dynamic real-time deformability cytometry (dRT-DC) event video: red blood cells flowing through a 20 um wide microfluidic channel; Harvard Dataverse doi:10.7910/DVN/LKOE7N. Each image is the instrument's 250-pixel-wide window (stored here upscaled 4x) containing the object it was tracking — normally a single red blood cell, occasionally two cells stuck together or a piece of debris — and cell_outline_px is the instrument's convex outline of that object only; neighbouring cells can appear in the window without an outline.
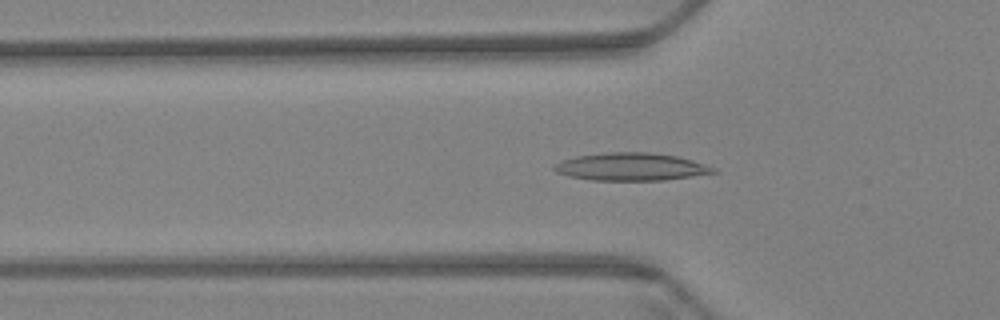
{"species": "Egyptian fruit bat (a non-hibernating species)", "species_latin": "Rousettus aegyptiacus", "temperature_condition": "warm", "stored_images_in_passage": 51, "camera_frame_rate_fps": 3000, "um_per_image_px": 0.085, "animal": {"sex": "female"}, "frame": {"image": 1, "passage_image": 18, "time_ms": 5.667, "image_size_px": [1000, 320], "cell_outline_px": [[720, 172], [664, 180], [592, 180], [568, 176], [556, 172], [552, 168], [556, 164], [564, 160], [576, 156], [608, 152], [648, 152], [676, 156], [692, 160], [716, 168]], "centroid_in_image_um": [53.66, 14.18], "position_along_channel_um": 72.1, "area_um2": 25.55}}
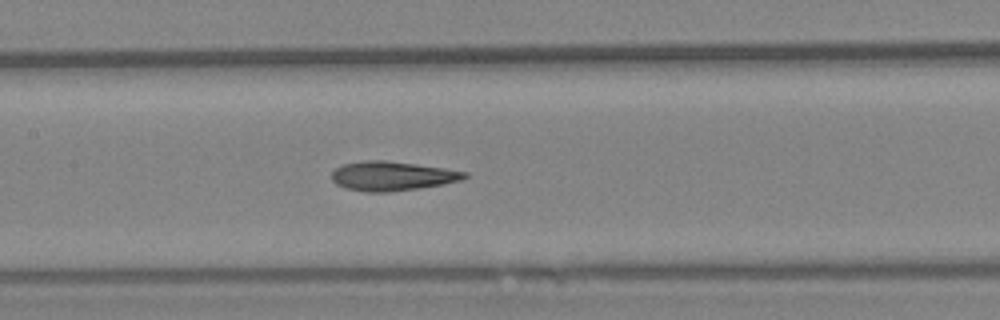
{"frame": {"image": 2, "passage_image": 27, "time_ms": 8.667, "image_size_px": [1000, 320], "cell_outline_px": [[468, 176], [460, 180], [444, 184], [388, 192], [368, 192], [344, 188], [336, 184], [332, 180], [332, 172], [340, 164], [364, 160], [384, 160], [416, 164], [444, 168], [468, 172]], "centroid_in_image_um": [33.29, 14.95], "position_along_channel_um": 174.1, "area_um2": 22.66}}
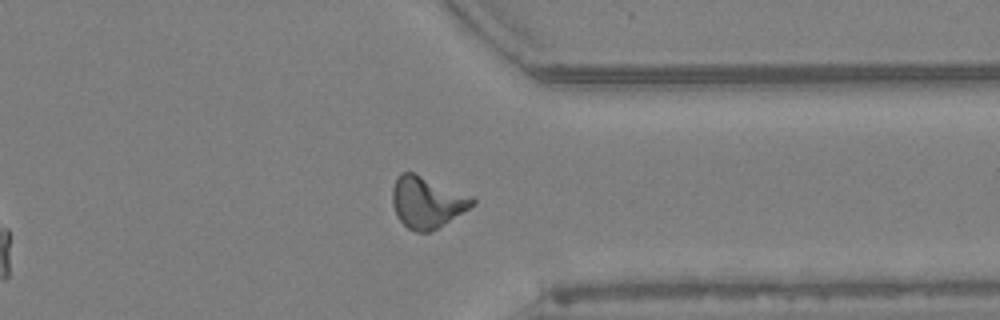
{"frame": {"image": 3, "passage_image": 45, "time_ms": 14.667, "image_size_px": [1000, 320], "cell_outline_px": [[476, 204], [444, 224], [428, 232], [416, 232], [408, 228], [396, 216], [392, 204], [392, 188], [396, 176], [400, 172], [412, 172], [472, 196], [476, 200]], "centroid_in_image_um": [36.26, 17.18], "position_along_channel_um": 375.1, "area_um2": 23.87}, "authors_computed_cell_mechanics": {"area_um2": 22.542, "velocity_mm_per_s": 3.3959, "shape_relaxation_time_tau1_ms": null, "shape_relaxation_time_tau2_ms": 2.9041, "deformation_change_tau1": null, "deformation_change_tau2": 0.1125}}